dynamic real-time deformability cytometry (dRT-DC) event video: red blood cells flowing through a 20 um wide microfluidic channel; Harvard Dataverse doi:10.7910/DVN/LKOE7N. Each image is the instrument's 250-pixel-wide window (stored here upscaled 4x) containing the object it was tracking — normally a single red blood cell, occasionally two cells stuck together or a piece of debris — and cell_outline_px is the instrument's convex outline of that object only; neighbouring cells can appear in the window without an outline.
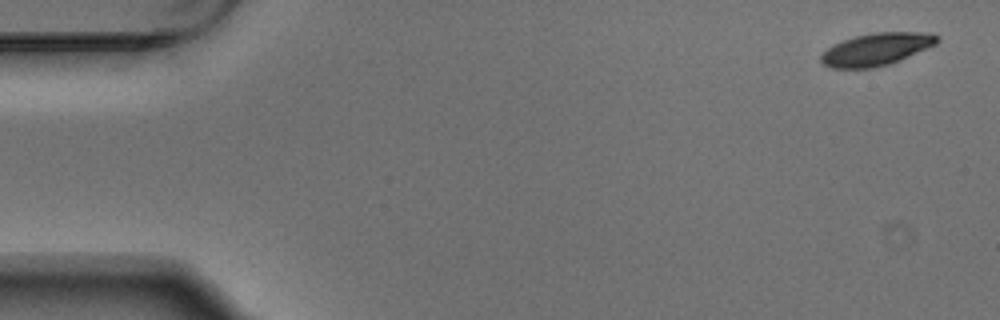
{"species": "Egyptian fruit bat (a non-hibernating species)", "species_latin": "Rousettus aegyptiacus", "temperature_condition": "warm", "stored_images_in_passage": 4, "camera_frame_rate_fps": 3000, "um_per_image_px": 0.085, "animal": {"sex": "male"}, "frame": {"image": 1, "passage_image": 1, "time_ms": 0.0, "image_size_px": [1000, 320], "cell_outline_px": [[940, 40], [936, 44], [900, 60], [888, 64], [872, 68], [832, 68], [824, 64], [820, 60], [820, 56], [828, 48], [844, 40], [856, 36], [872, 32], [932, 32], [940, 36]], "centroid_in_image_um": [74.55, 4.17], "position_along_channel_um": 10.5, "area_um2": 21.85}}
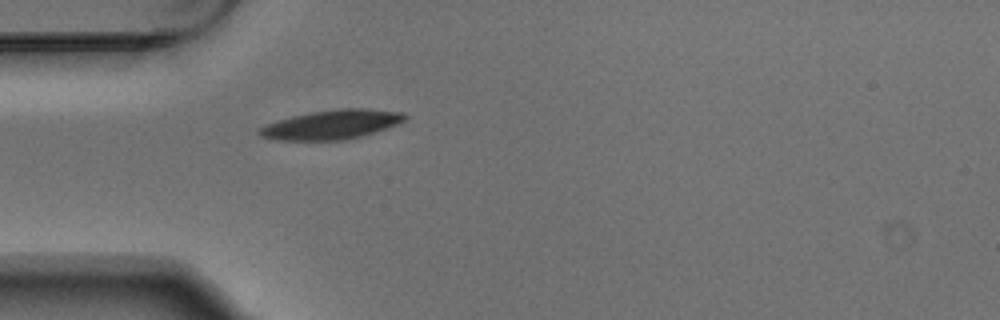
{"frame": {"image": 2, "passage_image": 4, "time_ms": 1.0, "image_size_px": [1000, 320], "cell_outline_px": [[408, 116], [404, 120], [396, 124], [360, 136], [344, 140], [280, 140], [260, 136], [256, 132], [260, 128], [268, 124], [292, 116], [312, 112], [340, 108], [368, 108], [404, 112]], "centroid_in_image_um": [28.2, 10.58], "position_along_channel_um": 56.8, "area_um2": 24.45}}